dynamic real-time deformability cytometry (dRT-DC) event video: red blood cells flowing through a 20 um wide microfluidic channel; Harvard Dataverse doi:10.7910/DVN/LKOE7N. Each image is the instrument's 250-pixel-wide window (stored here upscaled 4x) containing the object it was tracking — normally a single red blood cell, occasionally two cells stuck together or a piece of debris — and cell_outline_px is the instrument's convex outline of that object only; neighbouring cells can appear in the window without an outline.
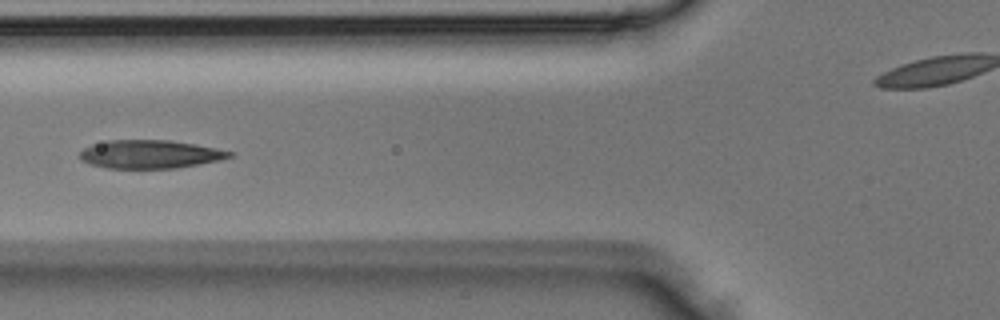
{"species": "Egyptian fruit bat (a non-hibernating species)", "species_latin": "Rousettus aegyptiacus", "temperature_condition": "room temperature", "stored_images_in_passage": 4, "segment_of_instrument_passage": [1, 2], "camera_frame_rate_fps": 3000, "um_per_image_px": 0.085, "animal": {"sex": "male"}, "frame": {"image": 1, "passage_image": 3, "time_ms": 0.667, "image_size_px": [1000, 320], "cell_outline_px": [[236, 152], [232, 156], [220, 160], [176, 168], [108, 168], [88, 164], [80, 160], [80, 152], [84, 148], [92, 144], [108, 140], [168, 140], [196, 144]], "centroid_in_image_um": [12.75, 13.1], "position_along_channel_um": 113.1, "area_um2": 24.8}}